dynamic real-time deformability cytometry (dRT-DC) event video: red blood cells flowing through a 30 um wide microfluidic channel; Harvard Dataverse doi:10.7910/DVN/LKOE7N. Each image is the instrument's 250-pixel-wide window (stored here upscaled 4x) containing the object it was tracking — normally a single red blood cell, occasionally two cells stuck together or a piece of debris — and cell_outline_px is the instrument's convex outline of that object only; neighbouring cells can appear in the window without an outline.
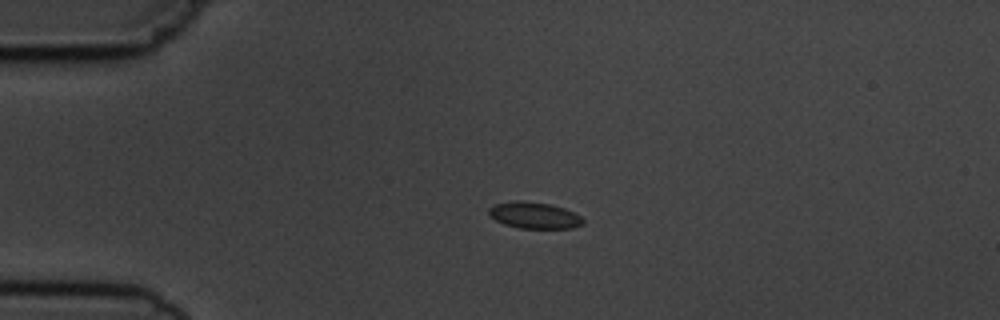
{"species": "common noctule bat (a hibernating species)", "species_latin": "Nyctalus noctula", "temperature_condition": "cold", "stored_images_in_passage": 5, "camera_frame_rate_fps": 3000, "um_per_image_px": 0.085, "animal": {"sex": "male", "body_mass_g": 19.5, "forearm_length_mm": 54.6}, "frame": {"image": 1, "passage_image": 4, "time_ms": 3.333, "image_size_px": [1000, 320], "cell_outline_px": [[584, 224], [572, 228], [520, 228], [504, 224], [496, 220], [488, 212], [488, 208], [496, 204], [516, 200], [520, 200], [548, 204], [564, 208], [580, 216], [584, 220]], "centroid_in_image_um": [45.42, 18.3], "position_along_channel_um": 39.6, "area_um2": 14.33}}